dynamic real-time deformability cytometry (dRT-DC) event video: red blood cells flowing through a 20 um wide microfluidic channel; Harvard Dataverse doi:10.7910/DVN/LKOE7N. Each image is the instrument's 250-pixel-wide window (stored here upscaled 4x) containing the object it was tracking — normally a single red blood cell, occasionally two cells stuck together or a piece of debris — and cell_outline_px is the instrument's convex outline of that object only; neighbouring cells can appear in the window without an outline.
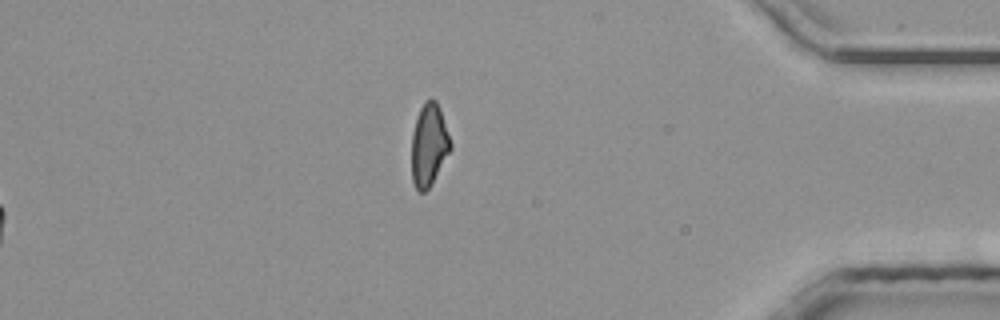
{"species": "common noctule bat (a hibernating species)", "species_latin": "Nyctalus noctula", "temperature_condition": "room temperature", "stored_images_in_passage": 51, "segment_of_instrument_passage": [2, 2], "camera_frame_rate_fps": 3000, "um_per_image_px": 0.085, "animal": {"sex": "male", "body_mass_g": 20.4}, "frame": {"image": 1, "passage_image": 51, "time_ms": 16.667, "image_size_px": [1000, 320], "cell_outline_px": [[452, 148], [432, 184], [424, 192], [420, 192], [416, 188], [412, 180], [412, 136], [416, 120], [420, 108], [428, 100], [436, 100], [440, 108], [452, 144]], "centroid_in_image_um": [36.47, 12.35], "position_along_channel_um": 398.7, "area_um2": 18.5}}